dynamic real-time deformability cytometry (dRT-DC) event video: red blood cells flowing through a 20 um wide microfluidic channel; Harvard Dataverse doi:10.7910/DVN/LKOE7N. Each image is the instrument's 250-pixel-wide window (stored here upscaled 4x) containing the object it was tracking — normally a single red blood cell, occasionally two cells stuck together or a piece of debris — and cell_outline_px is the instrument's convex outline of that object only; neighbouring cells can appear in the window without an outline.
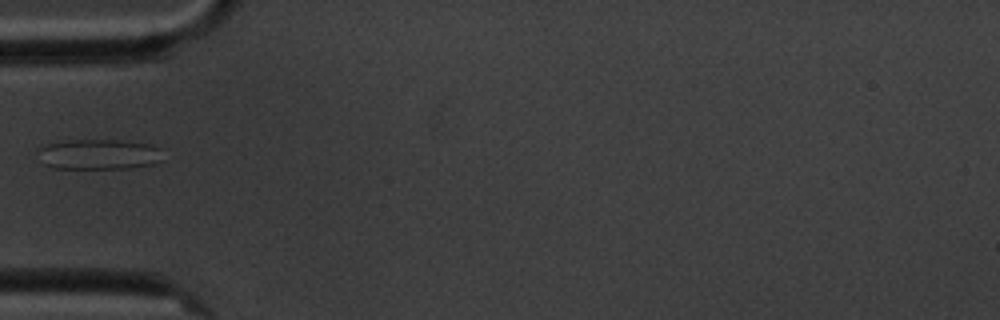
{"species": "common noctule bat (a hibernating species)", "species_latin": "Nyctalus noctula", "temperature_condition": "cold", "stored_images_in_passage": 3, "camera_frame_rate_fps": 3000, "um_per_image_px": 0.085, "animal": {"sex": "male", "body_mass_g": 20.1, "forearm_length_mm": 53.5}, "frame": {"image": 1, "passage_image": 3, "time_ms": 2.333, "image_size_px": [1000, 320], "cell_outline_px": [[164, 160], [152, 164], [132, 168], [52, 168], [44, 164], [36, 152], [40, 148], [48, 144], [68, 140], [120, 140], [152, 144], [160, 148]], "centroid_in_image_um": [8.44, 13.12], "position_along_channel_um": 76.6, "area_um2": 22.25}}